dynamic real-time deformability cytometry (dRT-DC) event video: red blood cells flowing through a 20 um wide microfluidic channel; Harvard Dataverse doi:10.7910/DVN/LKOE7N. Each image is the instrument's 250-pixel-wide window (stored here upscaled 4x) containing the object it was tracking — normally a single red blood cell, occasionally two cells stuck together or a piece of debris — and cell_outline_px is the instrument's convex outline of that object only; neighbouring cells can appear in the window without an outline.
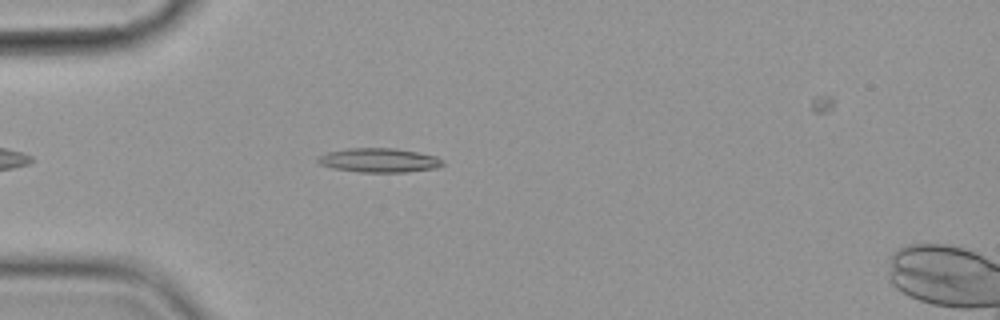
{"species": "common noctule bat (a hibernating species)", "species_latin": "Nyctalus noctula", "temperature_condition": "cold", "stored_images_in_passage": 2, "camera_frame_rate_fps": 3000, "um_per_image_px": 0.085, "animal": {"sex": "female", "body_mass_g": 19.9}, "frame": {"image": 1, "passage_image": 1, "time_ms": 0.0, "image_size_px": [1000, 320], "cell_outline_px": [[444, 164], [440, 168], [404, 172], [360, 172], [332, 168], [320, 164], [316, 160], [316, 156], [328, 152], [348, 148], [396, 148], [436, 156], [444, 160]], "centroid_in_image_um": [32.23, 13.62], "position_along_channel_um": 52.8, "area_um2": 17.74}}